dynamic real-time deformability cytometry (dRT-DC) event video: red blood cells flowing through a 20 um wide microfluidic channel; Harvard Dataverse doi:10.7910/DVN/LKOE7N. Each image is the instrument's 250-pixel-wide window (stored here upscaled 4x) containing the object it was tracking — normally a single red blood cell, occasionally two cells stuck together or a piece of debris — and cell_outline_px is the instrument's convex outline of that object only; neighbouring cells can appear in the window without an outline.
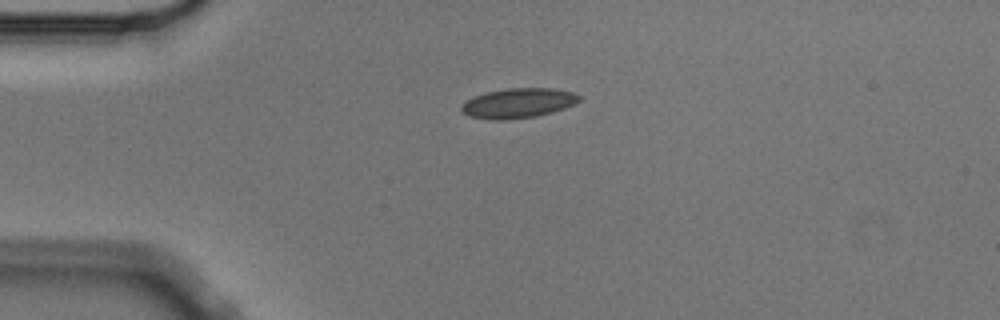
{"species": "Egyptian fruit bat (a non-hibernating species)", "species_latin": "Rousettus aegyptiacus", "temperature_condition": "cold", "stored_images_in_passage": 6, "camera_frame_rate_fps": 3000, "um_per_image_px": 0.085, "animal": {"sex": "male"}, "frame": {"image": 1, "passage_image": 5, "time_ms": 1.333, "image_size_px": [1000, 320], "cell_outline_px": [[580, 100], [564, 108], [552, 112], [536, 116], [504, 120], [492, 120], [468, 116], [460, 108], [460, 104], [472, 96], [488, 92], [508, 88], [552, 88], [572, 92], [580, 96]], "centroid_in_image_um": [44.0, 8.76], "position_along_channel_um": 41.0, "area_um2": 20.4}}